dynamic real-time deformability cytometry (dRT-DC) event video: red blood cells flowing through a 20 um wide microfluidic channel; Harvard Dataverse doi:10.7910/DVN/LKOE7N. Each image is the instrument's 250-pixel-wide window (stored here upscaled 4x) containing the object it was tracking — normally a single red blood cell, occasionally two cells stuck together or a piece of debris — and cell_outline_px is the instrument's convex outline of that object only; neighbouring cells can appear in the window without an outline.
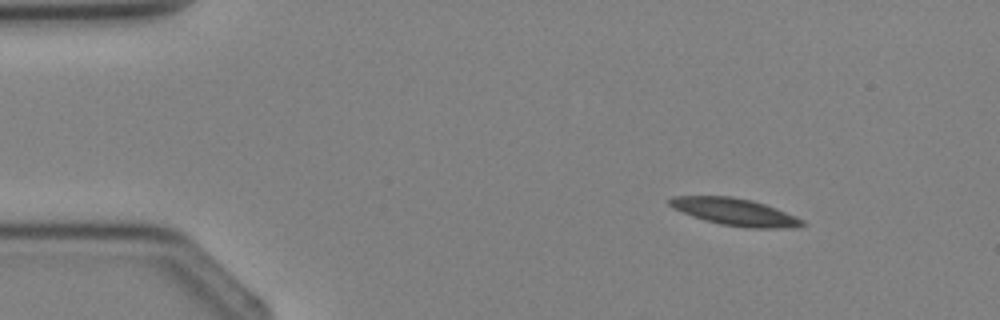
{"species": "Egyptian fruit bat (a non-hibernating species)", "species_latin": "Rousettus aegyptiacus", "temperature_condition": "cold", "stored_images_in_passage": 3, "camera_frame_rate_fps": 3000, "um_per_image_px": 0.085, "animal": {"sex": "female"}, "frame": {"image": 1, "passage_image": 1, "time_ms": 0.0, "image_size_px": [1000, 320], "cell_outline_px": [[808, 224], [800, 228], [748, 228], [720, 224], [704, 220], [692, 216], [672, 208], [668, 204], [668, 200], [672, 196], [732, 196], [752, 200], [776, 208], [796, 216], [804, 220]], "centroid_in_image_um": [62.51, 18.02], "position_along_channel_um": 22.5, "area_um2": 21.27}}
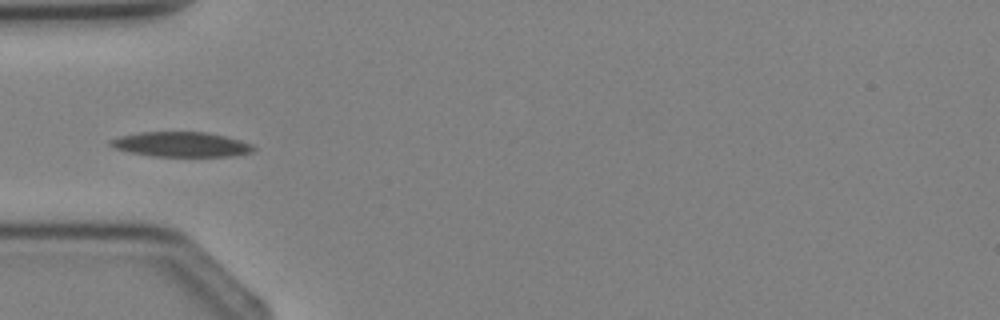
{"frame": {"image": 2, "passage_image": 3, "time_ms": 2.333, "image_size_px": [1000, 320], "cell_outline_px": [[256, 148], [252, 152], [232, 156], [152, 156], [132, 152], [116, 148], [108, 144], [108, 140], [120, 136], [140, 132], [208, 132], [240, 140], [252, 144]], "centroid_in_image_um": [15.41, 12.27], "position_along_channel_um": 69.6, "area_um2": 20.63}}